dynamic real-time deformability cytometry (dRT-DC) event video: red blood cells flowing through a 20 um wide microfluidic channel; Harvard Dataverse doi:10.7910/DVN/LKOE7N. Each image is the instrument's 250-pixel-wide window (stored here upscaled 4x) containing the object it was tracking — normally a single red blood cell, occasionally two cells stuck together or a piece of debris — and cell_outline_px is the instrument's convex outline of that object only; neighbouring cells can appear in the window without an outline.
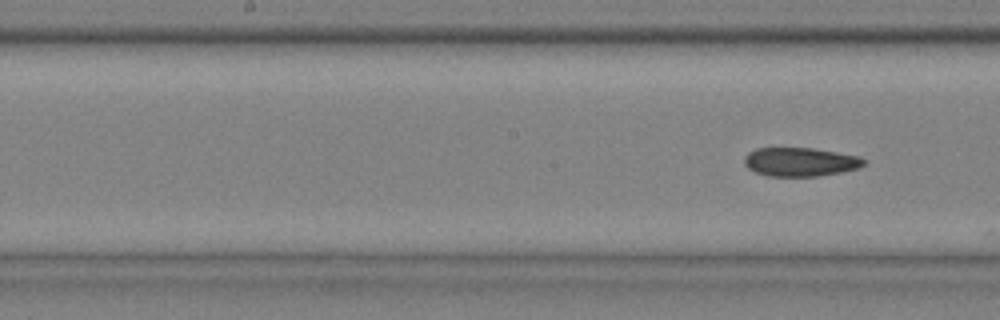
{"species": "common noctule bat (a hibernating species)", "species_latin": "Nyctalus noctula", "temperature_condition": "cold", "stored_images_in_passage": 9, "segment_of_instrument_passage": [2, 2], "camera_frame_rate_fps": 3000, "um_per_image_px": 0.085, "animal": {"sex": "male", "body_mass_g": 20.4}, "frame": {"image": 1, "passage_image": 9, "time_ms": 2.667, "image_size_px": [1000, 320], "cell_outline_px": [[868, 164], [860, 168], [840, 172], [816, 176], [768, 176], [756, 172], [748, 168], [744, 164], [744, 156], [748, 152], [756, 148], [812, 148], [860, 156]], "centroid_in_image_um": [68.03, 13.76], "position_along_channel_um": 180.2, "area_um2": 20.11}}